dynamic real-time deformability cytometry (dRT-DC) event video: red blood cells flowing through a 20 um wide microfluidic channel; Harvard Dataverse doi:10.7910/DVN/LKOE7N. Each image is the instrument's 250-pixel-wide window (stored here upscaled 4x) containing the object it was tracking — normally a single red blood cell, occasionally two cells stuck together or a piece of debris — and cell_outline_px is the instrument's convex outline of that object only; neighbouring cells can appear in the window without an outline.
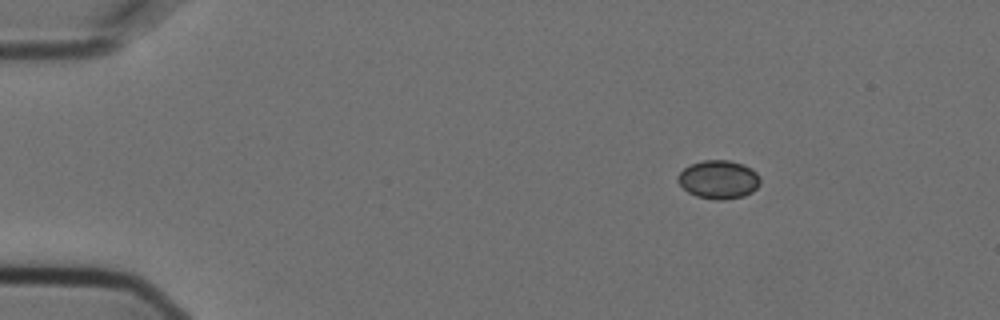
{"species": "Egyptian fruit bat (a non-hibernating species)", "species_latin": "Rousettus aegyptiacus", "temperature_condition": "cold", "stored_images_in_passage": 4, "segment_of_instrument_passage": [1, 2], "camera_frame_rate_fps": 3000, "um_per_image_px": 0.085, "animal": {"sex": "female"}, "frame": {"image": 1, "passage_image": 1, "time_ms": 0.0, "image_size_px": [1000, 320], "cell_outline_px": [[760, 184], [752, 192], [744, 196], [724, 200], [716, 200], [696, 196], [688, 192], [676, 180], [676, 176], [684, 168], [692, 164], [704, 160], [728, 160], [744, 164], [756, 172], [760, 180]], "centroid_in_image_um": [61.08, 15.26], "position_along_channel_um": 23.9, "area_um2": 18.5}}
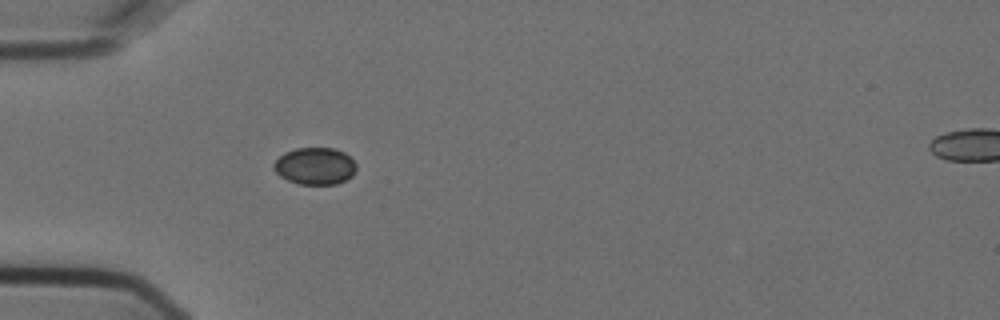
{"frame": {"image": 2, "passage_image": 3, "time_ms": 0.667, "image_size_px": [1000, 320], "cell_outline_px": [[356, 168], [352, 176], [336, 184], [300, 184], [288, 180], [280, 176], [272, 168], [272, 164], [284, 152], [296, 148], [332, 148], [344, 152], [356, 164]], "centroid_in_image_um": [26.75, 14.11], "position_along_channel_um": 58.3, "area_um2": 17.74}}